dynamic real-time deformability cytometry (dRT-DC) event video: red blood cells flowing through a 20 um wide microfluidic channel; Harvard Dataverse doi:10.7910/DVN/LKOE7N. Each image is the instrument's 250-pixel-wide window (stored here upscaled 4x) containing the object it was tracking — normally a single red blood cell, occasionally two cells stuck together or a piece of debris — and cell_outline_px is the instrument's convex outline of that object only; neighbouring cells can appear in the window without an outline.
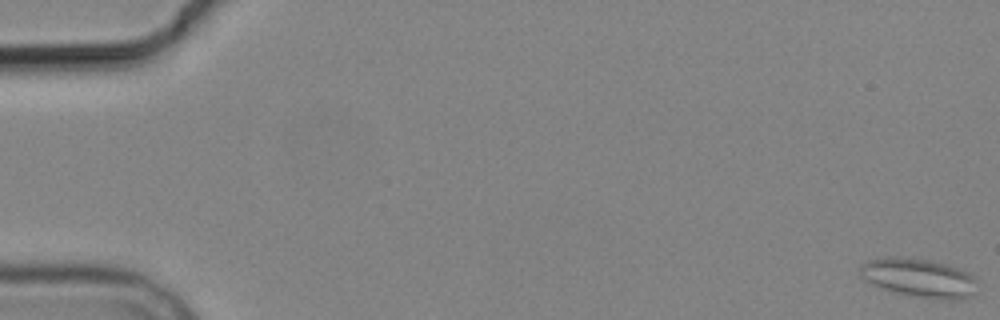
{"species": "common noctule bat (a hibernating species)", "species_latin": "Nyctalus noctula", "temperature_condition": "cold", "stored_images_in_passage": 5, "camera_frame_rate_fps": 3000, "um_per_image_px": 0.085, "animal": {"sex": "male", "body_mass_g": 19.2, "forearm_length_mm": 51.8}, "frame": {"image": 1, "passage_image": 1, "time_ms": 0.0, "image_size_px": [1000, 320], "cell_outline_px": [[972, 296], [964, 300], [944, 300], [920, 296], [900, 292], [884, 288], [860, 276], [860, 264], [868, 260], [892, 256], [900, 256], [932, 260], [948, 264], [968, 272], [972, 276]], "centroid_in_image_um": [78.11, 23.58], "position_along_channel_um": 6.9, "area_um2": 25.89}}
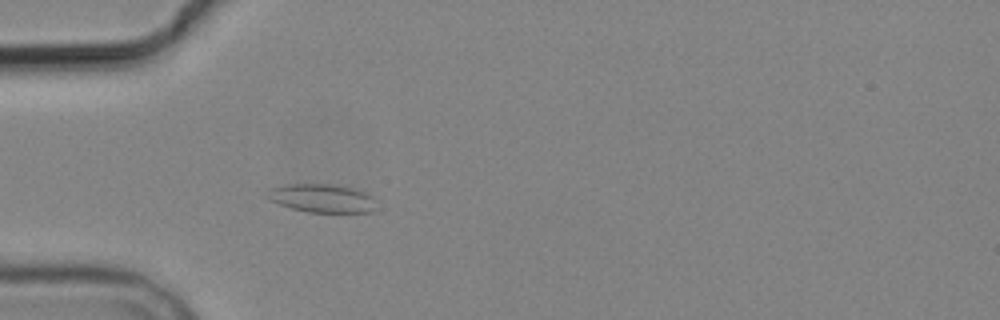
{"frame": {"image": 2, "passage_image": 5, "time_ms": 5.667, "image_size_px": [1000, 320], "cell_outline_px": [[376, 200], [372, 212], [308, 212], [292, 208], [280, 204], [272, 200], [268, 196], [268, 188], [288, 184], [332, 184], [352, 188], [364, 192], [372, 196]], "centroid_in_image_um": [27.39, 16.84], "position_along_channel_um": 57.6, "area_um2": 17.86}}